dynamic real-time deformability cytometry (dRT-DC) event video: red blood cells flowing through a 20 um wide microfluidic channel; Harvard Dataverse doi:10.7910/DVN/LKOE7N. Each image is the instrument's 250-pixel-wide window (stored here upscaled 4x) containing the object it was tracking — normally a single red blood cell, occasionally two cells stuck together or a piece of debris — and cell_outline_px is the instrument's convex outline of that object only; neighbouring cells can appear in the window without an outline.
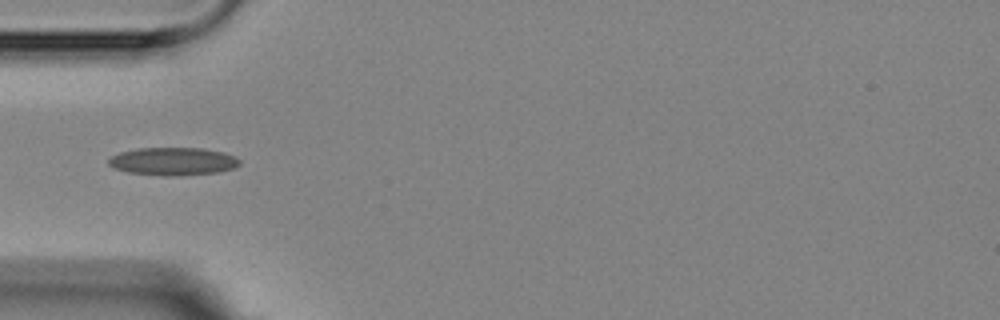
{"species": "Egyptian fruit bat (a non-hibernating species)", "species_latin": "Rousettus aegyptiacus", "temperature_condition": "room temperature", "stored_images_in_passage": 8, "camera_frame_rate_fps": 3000, "um_per_image_px": 0.085, "animal": {"sex": "female"}, "frame": {"image": 1, "passage_image": 2, "time_ms": 1.0, "image_size_px": [1000, 320], "cell_outline_px": [[240, 164], [236, 168], [220, 172], [180, 176], [164, 176], [128, 172], [112, 168], [108, 164], [108, 160], [112, 156], [120, 152], [140, 148], [204, 148], [224, 152], [236, 156], [240, 160]], "centroid_in_image_um": [14.75, 13.72], "position_along_channel_um": 70.2, "area_um2": 21.62}}
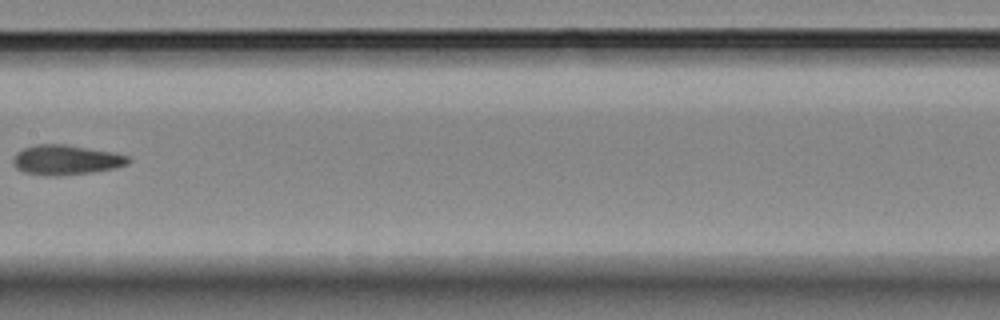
{"frame": {"image": 2, "passage_image": 5, "time_ms": 4.667, "image_size_px": [1000, 320], "cell_outline_px": [[132, 160], [128, 164], [116, 168], [60, 176], [48, 176], [24, 172], [16, 168], [12, 164], [12, 160], [16, 152], [24, 148], [36, 144], [68, 144], [112, 152], [128, 156]], "centroid_in_image_um": [5.59, 13.58], "position_along_channel_um": 201.8, "area_um2": 20.17}}
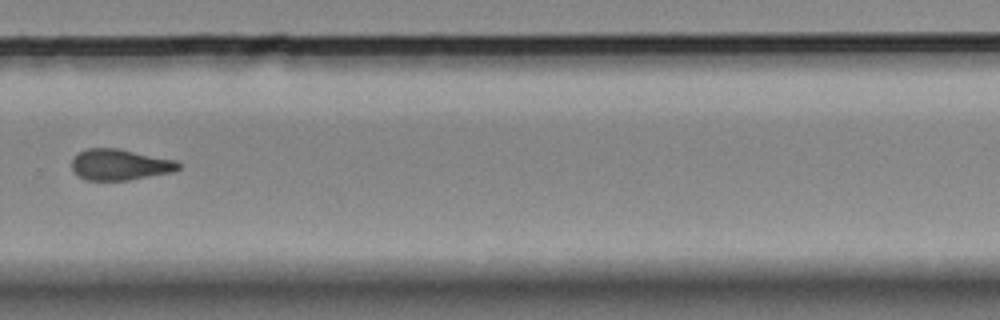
{"frame": {"image": 3, "passage_image": 8, "time_ms": 8.0, "image_size_px": [1000, 320], "cell_outline_px": [[180, 168], [172, 172], [128, 180], [84, 180], [72, 168], [72, 156], [76, 152], [84, 148], [120, 148], [176, 160], [180, 164]], "centroid_in_image_um": [10.16, 13.97], "position_along_channel_um": 319.6, "area_um2": 19.48}}